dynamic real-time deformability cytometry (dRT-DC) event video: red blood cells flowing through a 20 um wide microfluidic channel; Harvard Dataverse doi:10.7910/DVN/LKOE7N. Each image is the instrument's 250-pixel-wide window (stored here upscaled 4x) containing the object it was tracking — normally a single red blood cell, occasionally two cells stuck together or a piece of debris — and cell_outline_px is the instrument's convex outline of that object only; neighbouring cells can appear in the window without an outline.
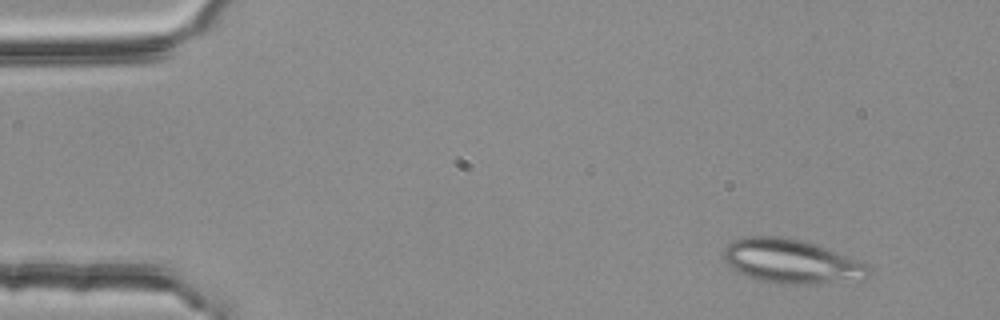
{"species": "common noctule bat (a hibernating species)", "species_latin": "Nyctalus noctula", "temperature_condition": "room temperature", "stored_images_in_passage": 3, "camera_frame_rate_fps": 3000, "um_per_image_px": 0.085, "animal": {"sex": "female", "body_mass_g": 25.1}, "frame": {"image": 1, "passage_image": 1, "time_ms": 0.0, "image_size_px": [1000, 320], "cell_outline_px": [[872, 272], [864, 280], [816, 284], [784, 284], [756, 280], [732, 268], [724, 260], [724, 248], [732, 240], [744, 236], [776, 236], [804, 240], [848, 256], [868, 268]], "centroid_in_image_um": [67.25, 22.22], "position_along_channel_um": 17.8, "area_um2": 37.28}}